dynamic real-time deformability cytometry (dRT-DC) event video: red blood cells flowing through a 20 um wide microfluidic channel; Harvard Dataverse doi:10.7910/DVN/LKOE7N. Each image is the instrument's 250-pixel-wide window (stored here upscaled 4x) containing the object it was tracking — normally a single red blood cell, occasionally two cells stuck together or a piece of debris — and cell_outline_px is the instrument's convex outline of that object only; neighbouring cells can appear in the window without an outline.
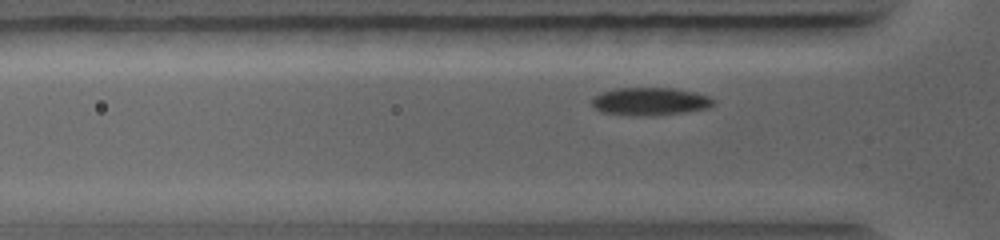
{"species": "common noctule bat (a hibernating species)", "species_latin": "Nyctalus noctula", "temperature_condition": "warm", "stored_images_in_passage": 35, "camera_frame_rate_fps": 5000, "um_per_image_px": 0.085, "animal": {"sex": "female", "body_mass_g": 19.0, "forearm_length_mm": 56.7}, "frame": {"image": 1, "passage_image": 7, "time_ms": 1.6, "image_size_px": [1000, 240], "cell_outline_px": [[716, 104], [708, 108], [684, 112], [636, 116], [600, 112], [592, 104], [592, 96], [600, 92], [616, 88], [672, 88], [692, 92], [708, 96], [716, 100]], "centroid_in_image_um": [55.23, 8.61], "position_along_channel_um": 70.6, "area_um2": 19.65}}
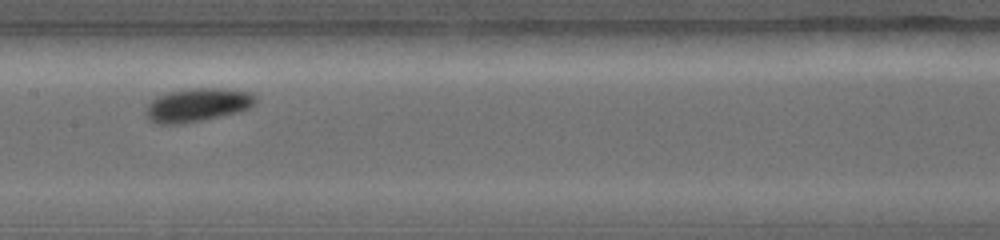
{"frame": {"image": 2, "passage_image": 16, "time_ms": 4.0, "image_size_px": [1000, 240], "cell_outline_px": [[256, 104], [240, 112], [180, 124], [156, 124], [148, 120], [148, 104], [156, 96], [168, 92], [196, 88], [216, 88], [252, 92], [256, 96]], "centroid_in_image_um": [16.81, 8.92], "position_along_channel_um": 190.6, "area_um2": 21.21}}
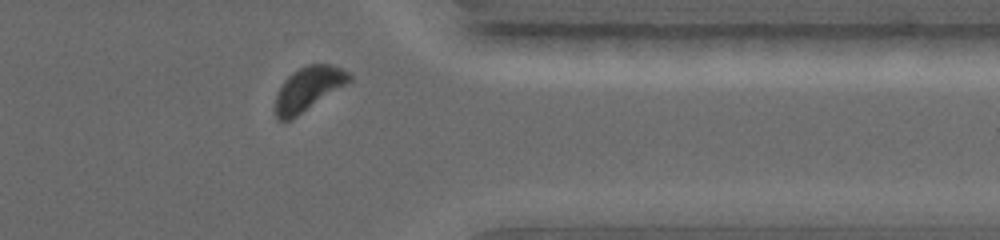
{"frame": {"image": 3, "passage_image": 32, "time_ms": 8.0, "image_size_px": [1000, 240], "cell_outline_px": [[352, 80], [292, 120], [276, 120], [276, 96], [284, 80], [292, 72], [308, 64], [332, 64], [348, 72], [352, 76]], "centroid_in_image_um": [26.21, 7.55], "position_along_channel_um": 385.2, "area_um2": 18.79}}